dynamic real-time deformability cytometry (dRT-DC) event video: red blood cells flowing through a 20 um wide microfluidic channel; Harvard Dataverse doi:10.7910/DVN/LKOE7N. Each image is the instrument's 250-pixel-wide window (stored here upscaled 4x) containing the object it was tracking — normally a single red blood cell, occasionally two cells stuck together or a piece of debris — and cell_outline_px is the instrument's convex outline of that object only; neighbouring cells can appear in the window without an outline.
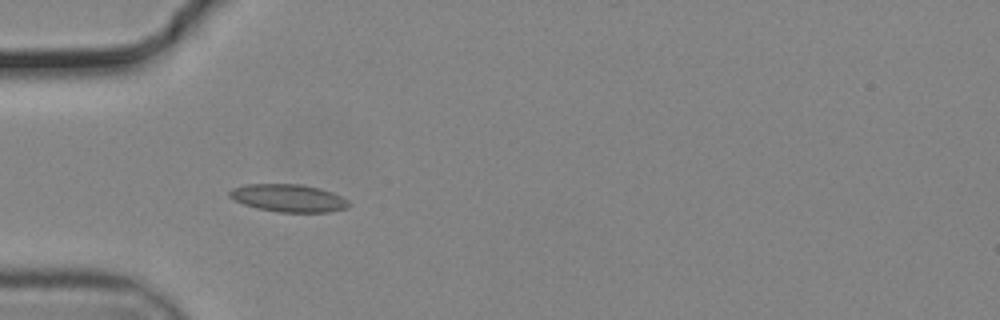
{"species": "common noctule bat (a hibernating species)", "species_latin": "Nyctalus noctula", "temperature_condition": "cold", "stored_images_in_passage": 39, "camera_frame_rate_fps": 3000, "um_per_image_px": 0.085, "animal": {"sex": "male", "body_mass_g": 19.2, "forearm_length_mm": 51.8}, "frame": {"image": 1, "passage_image": 1, "time_ms": 0.0, "image_size_px": [1000, 320], "cell_outline_px": [[352, 204], [348, 208], [328, 212], [276, 212], [256, 208], [232, 200], [228, 196], [228, 192], [232, 188], [244, 184], [300, 184], [320, 188], [332, 192], [348, 200]], "centroid_in_image_um": [24.5, 16.84], "position_along_channel_um": 60.5, "area_um2": 19.48}}
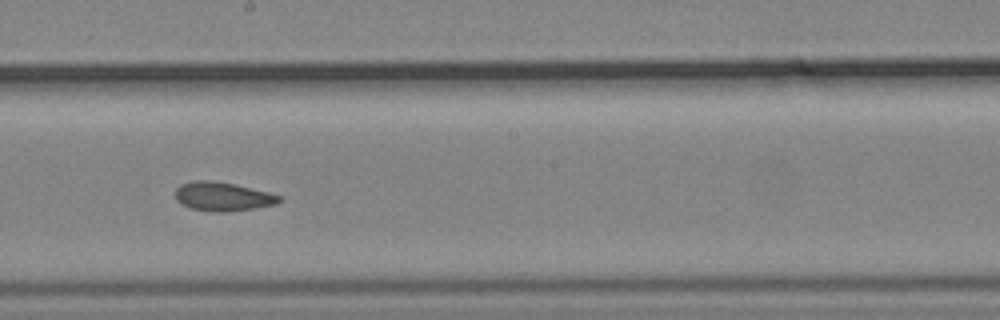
{"frame": {"image": 2, "passage_image": 15, "time_ms": 4.667, "image_size_px": [1000, 320], "cell_outline_px": [[284, 200], [276, 204], [256, 208], [228, 212], [212, 212], [192, 208], [176, 200], [176, 188], [180, 184], [192, 180], [208, 180], [232, 184], [268, 192], [280, 196]], "centroid_in_image_um": [18.94, 16.71], "position_along_channel_um": 229.3, "area_um2": 17.4}}
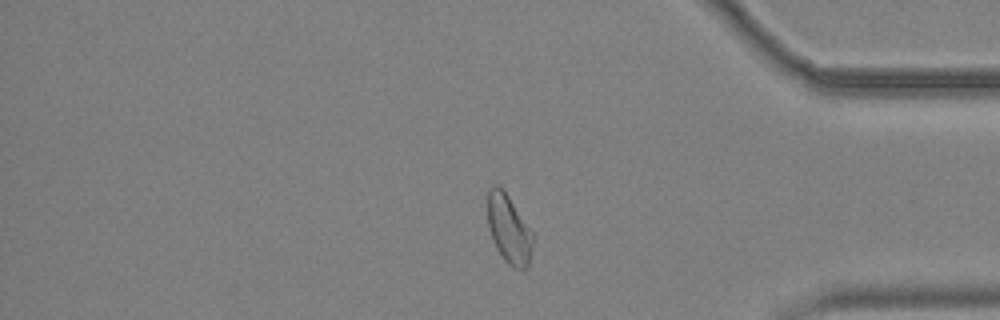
{"frame": {"image": 3, "passage_image": 30, "time_ms": 9.667, "image_size_px": [1000, 320], "cell_outline_px": [[536, 236], [528, 268], [512, 268], [504, 260], [496, 248], [492, 240], [488, 224], [488, 192], [496, 184], [508, 196]], "centroid_in_image_um": [43.3, 19.55], "position_along_channel_um": 391.9, "area_um2": 18.21}, "authors_computed_cell_mechanics": {"area_um2": 17.629, "velocity_mm_per_s": 3.6916, "shape_relaxation_time_tau1_ms": null, "shape_relaxation_time_tau2_ms": 4.077, "deformation_change_tau1": null, "deformation_change_tau2": 0.0851}}